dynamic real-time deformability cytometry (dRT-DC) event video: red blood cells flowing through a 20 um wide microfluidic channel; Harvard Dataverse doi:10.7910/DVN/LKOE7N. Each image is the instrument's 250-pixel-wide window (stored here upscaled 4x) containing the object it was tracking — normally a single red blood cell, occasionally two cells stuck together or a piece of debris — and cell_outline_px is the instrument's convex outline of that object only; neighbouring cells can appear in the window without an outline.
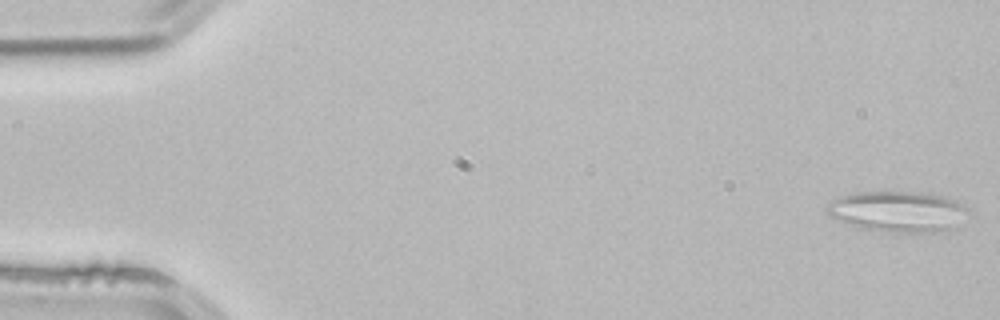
{"species": "common noctule bat (a hibernating species)", "species_latin": "Nyctalus noctula", "temperature_condition": "room temperature", "stored_images_in_passage": 14, "camera_frame_rate_fps": 3000, "um_per_image_px": 0.085, "animal": {"sex": "male", "body_mass_g": 21.5, "forearm_length_mm": 52.0}, "frame": {"image": 1, "passage_image": 1, "time_ms": 0.0, "image_size_px": [1000, 320], "cell_outline_px": [[968, 212], [948, 228], [932, 232], [888, 232], [864, 228], [840, 220], [832, 216], [824, 208], [832, 200], [840, 196], [856, 192], [920, 192], [940, 196], [956, 200], [964, 204], [968, 208]], "centroid_in_image_um": [76.28, 17.95], "position_along_channel_um": 8.7, "area_um2": 32.71}}
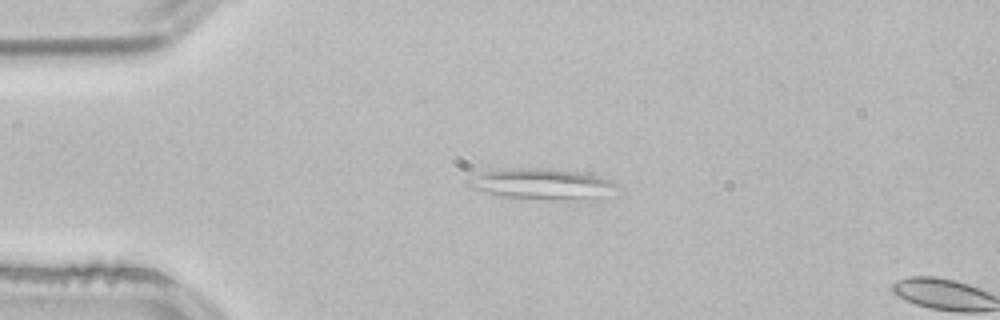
{"frame": {"image": 2, "passage_image": 12, "time_ms": 3.667, "image_size_px": [1000, 320], "cell_outline_px": [[620, 188], [580, 200], [576, 200], [508, 196], [488, 192], [472, 188], [464, 184], [476, 176], [484, 172], [512, 168], [552, 168], [600, 176], [612, 180], [620, 184]], "centroid_in_image_um": [46.11, 15.61], "position_along_channel_um": 38.9, "area_um2": 25.66}}